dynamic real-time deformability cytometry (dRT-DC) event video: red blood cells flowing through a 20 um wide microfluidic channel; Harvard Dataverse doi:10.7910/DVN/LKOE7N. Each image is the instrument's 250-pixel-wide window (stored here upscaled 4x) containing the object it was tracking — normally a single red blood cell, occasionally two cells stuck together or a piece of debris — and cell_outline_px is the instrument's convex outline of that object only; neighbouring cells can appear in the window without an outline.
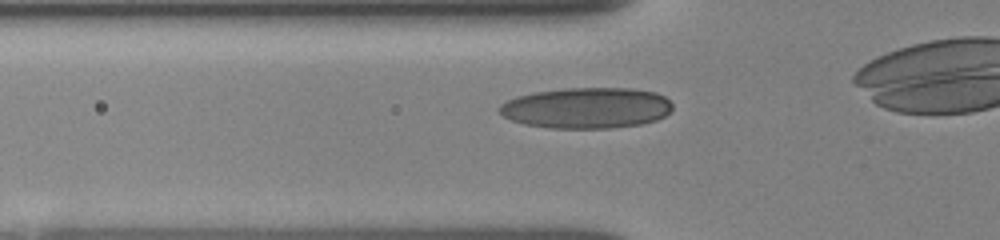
{"species": "human", "species_latin": "Homo sapiens", "temperature_condition": "room temperature", "stored_images_in_passage": 31, "camera_frame_rate_fps": 3000, "um_per_image_px": 0.085, "donor": {"sex": "female"}, "frame": {"image": 1, "passage_image": 6, "time_ms": 1.667, "image_size_px": [1000, 240], "cell_outline_px": [[672, 108], [664, 116], [656, 120], [640, 124], [608, 128], [548, 128], [524, 124], [512, 120], [504, 116], [496, 108], [500, 104], [516, 96], [536, 92], [564, 88], [632, 88], [656, 92], [664, 96], [672, 104]], "centroid_in_image_um": [49.84, 9.17], "position_along_channel_um": 76.0, "area_um2": 41.27}}
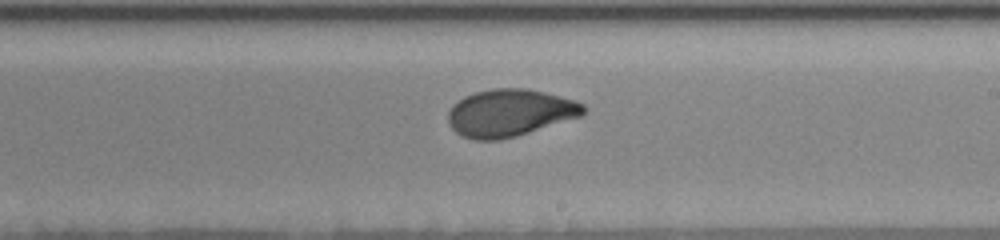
{"frame": {"image": 2, "passage_image": 19, "time_ms": 6.0, "image_size_px": [1000, 240], "cell_outline_px": [[584, 112], [580, 116], [516, 136], [500, 140], [472, 140], [460, 136], [448, 124], [448, 112], [452, 104], [464, 96], [476, 92], [492, 88], [528, 88], [576, 100], [584, 104]], "centroid_in_image_um": [43.28, 9.59], "position_along_channel_um": 245.7, "area_um2": 37.34}}
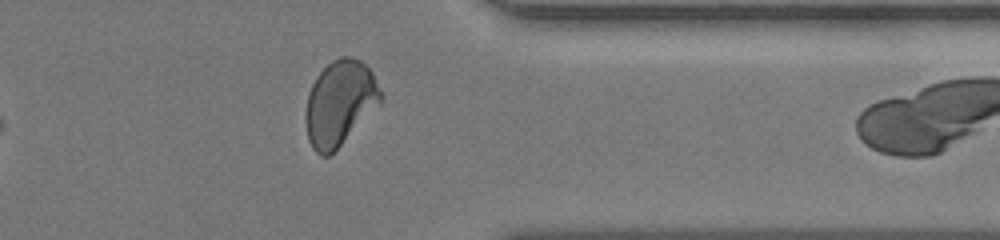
{"frame": {"image": 3, "passage_image": 30, "time_ms": 9.667, "image_size_px": [1000, 240], "cell_outline_px": [[384, 100], [328, 156], [320, 156], [312, 148], [308, 140], [304, 116], [308, 92], [316, 76], [332, 60], [340, 56], [352, 56], [360, 60], [372, 72], [384, 96]], "centroid_in_image_um": [28.87, 8.73], "position_along_channel_um": 382.5, "area_um2": 37.17}}